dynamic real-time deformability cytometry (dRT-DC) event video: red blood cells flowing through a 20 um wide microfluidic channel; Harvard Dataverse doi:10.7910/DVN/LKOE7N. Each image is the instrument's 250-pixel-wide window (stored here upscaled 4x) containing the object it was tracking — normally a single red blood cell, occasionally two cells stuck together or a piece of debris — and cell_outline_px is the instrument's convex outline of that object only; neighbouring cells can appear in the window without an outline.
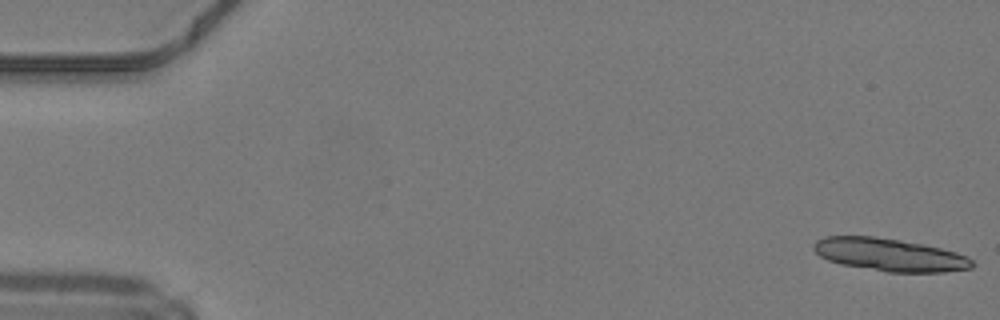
{"species": "common noctule bat (a hibernating species)", "species_latin": "Nyctalus noctula", "temperature_condition": "warm", "stored_images_in_passage": 14, "camera_frame_rate_fps": 3000, "um_per_image_px": 0.085, "animal": {"sex": "male", "body_mass_g": 19.2, "forearm_length_mm": 51.8}, "frame": {"image": 1, "passage_image": 1, "time_ms": 0.0, "image_size_px": [1000, 320], "cell_outline_px": [[972, 268], [944, 272], [888, 272], [840, 264], [828, 260], [820, 256], [812, 248], [812, 244], [816, 240], [824, 236], [876, 236], [900, 240], [940, 248], [956, 252], [968, 256], [972, 260]], "centroid_in_image_um": [75.58, 21.65], "position_along_channel_um": 9.4, "area_um2": 30.23}}